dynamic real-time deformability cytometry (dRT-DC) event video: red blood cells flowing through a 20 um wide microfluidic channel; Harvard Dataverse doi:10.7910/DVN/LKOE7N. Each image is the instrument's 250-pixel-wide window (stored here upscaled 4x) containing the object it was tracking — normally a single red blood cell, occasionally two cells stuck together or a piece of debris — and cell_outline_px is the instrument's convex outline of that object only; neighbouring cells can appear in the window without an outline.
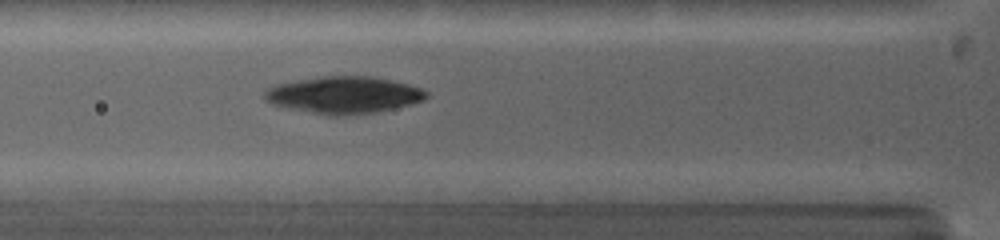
{"species": "common noctule bat (a hibernating species)", "species_latin": "Nyctalus noctula", "temperature_condition": "warm", "stored_images_in_passage": 6, "camera_frame_rate_fps": 5000, "um_per_image_px": 0.085, "animal": {"sex": "female", "body_mass_g": 19.0, "forearm_length_mm": 53.3}, "frame": {"image": 1, "passage_image": 6, "time_ms": 3.2, "image_size_px": [1000, 240], "cell_outline_px": [[428, 96], [424, 100], [412, 104], [376, 112], [336, 116], [328, 116], [288, 108], [272, 104], [264, 96], [264, 88], [276, 84], [296, 80], [324, 76], [372, 76], [408, 84], [420, 88], [428, 92]], "centroid_in_image_um": [29.21, 8.07], "position_along_channel_um": 96.6, "area_um2": 34.91}}